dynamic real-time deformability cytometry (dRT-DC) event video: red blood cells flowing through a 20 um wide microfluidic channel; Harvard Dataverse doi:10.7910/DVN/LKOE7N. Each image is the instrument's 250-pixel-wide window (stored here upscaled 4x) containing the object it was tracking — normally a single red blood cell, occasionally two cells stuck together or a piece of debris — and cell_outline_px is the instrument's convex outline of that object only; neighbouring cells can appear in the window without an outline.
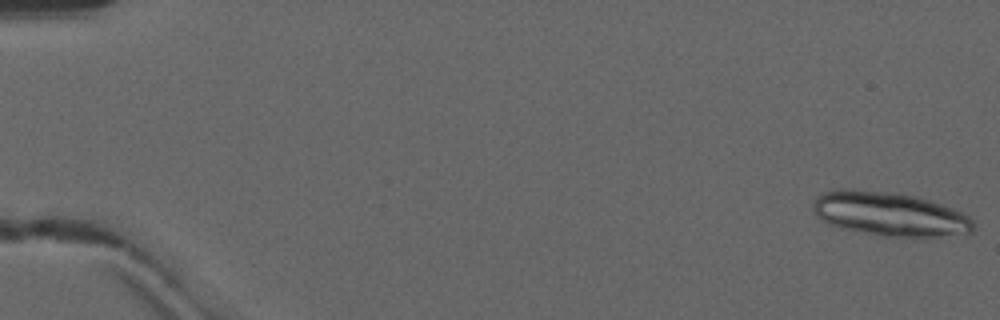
{"species": "common noctule bat (a hibernating species)", "species_latin": "Nyctalus noctula", "temperature_condition": "warm", "stored_images_in_passage": 48, "camera_frame_rate_fps": 3000, "um_per_image_px": 0.085, "animal": {"sex": "male", "forearm_length_mm": 52.5}, "frame": {"image": 1, "passage_image": 1, "time_ms": 0.0, "image_size_px": [1000, 320], "cell_outline_px": [[972, 232], [968, 236], [928, 240], [880, 236], [840, 228], [828, 224], [820, 220], [816, 216], [812, 208], [812, 204], [816, 196], [832, 188], [852, 188], [888, 192], [912, 196], [928, 200], [964, 212], [972, 220]], "centroid_in_image_um": [75.66, 18.25], "position_along_channel_um": 9.3, "area_um2": 42.83}, "authors_computed_cell_mechanics": {"area_um2": 17.4267, "velocity_mm_per_s": 4.1578, "shape_relaxation_time_tau1_ms": null, "shape_relaxation_time_tau2_ms": 1.0747, "deformation_change_tau1": null, "deformation_change_tau2": 0.079}}